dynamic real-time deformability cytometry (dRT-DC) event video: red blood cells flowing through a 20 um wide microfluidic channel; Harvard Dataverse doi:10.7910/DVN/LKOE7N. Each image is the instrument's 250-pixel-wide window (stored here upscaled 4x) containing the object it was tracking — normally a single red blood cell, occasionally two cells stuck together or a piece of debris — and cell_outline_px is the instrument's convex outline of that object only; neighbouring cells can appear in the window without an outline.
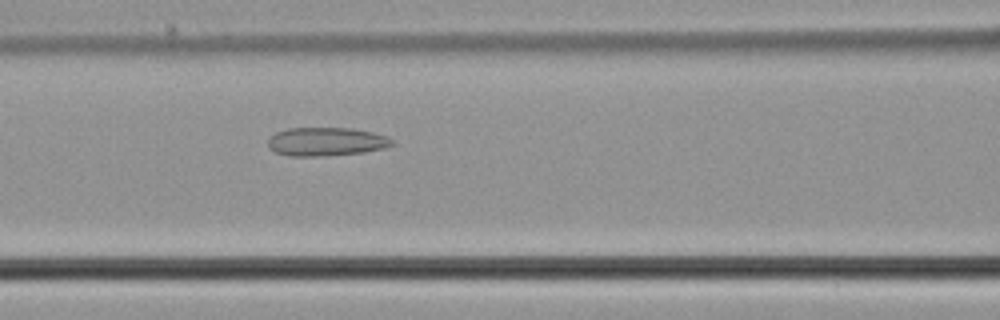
{"species": "common noctule bat (a hibernating species)", "species_latin": "Nyctalus noctula", "temperature_condition": "cold", "stored_images_in_passage": 48, "camera_frame_rate_fps": 3000, "um_per_image_px": 0.085, "animal": {"sex": "male", "body_mass_g": 21.5, "forearm_length_mm": 52.0}, "frame": {"image": 1, "passage_image": 17, "time_ms": 5.333, "image_size_px": [1000, 320], "cell_outline_px": [[396, 144], [384, 148], [364, 152], [320, 156], [288, 156], [276, 152], [268, 148], [268, 140], [276, 132], [288, 128], [352, 128], [372, 132], [384, 136], [392, 140]], "centroid_in_image_um": [27.71, 12.04], "position_along_channel_um": 138.9, "area_um2": 20.58}}
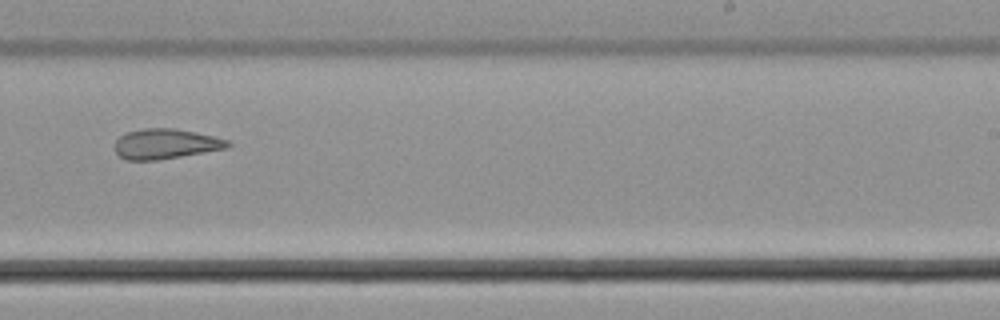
{"frame": {"image": 2, "passage_image": 28, "time_ms": 9.0, "image_size_px": [1000, 320], "cell_outline_px": [[232, 144], [228, 148], [156, 160], [128, 160], [120, 156], [116, 152], [116, 140], [120, 136], [128, 132], [140, 128], [176, 128], [216, 136], [228, 140]], "centroid_in_image_um": [14.11, 12.21], "position_along_channel_um": 274.9, "area_um2": 19.77}}
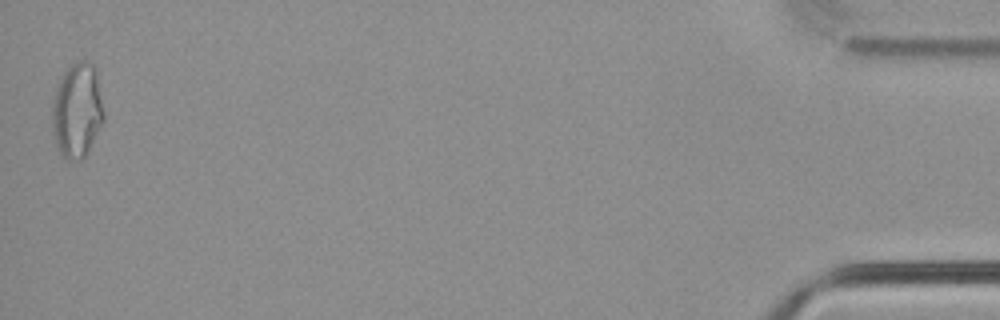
{"frame": {"image": 3, "passage_image": 48, "time_ms": 15.667, "image_size_px": [1000, 320], "cell_outline_px": [[104, 120], [88, 152], [80, 160], [68, 160], [60, 152], [56, 144], [52, 128], [52, 100], [56, 84], [64, 72], [72, 64], [80, 60], [88, 60], [96, 64], [104, 112]], "centroid_in_image_um": [6.57, 9.34], "position_along_channel_um": 428.6, "area_um2": 29.02}, "authors_computed_cell_mechanics": {"area_um2": 22.1952, "velocity_mm_per_s": 3.7251, "shape_relaxation_time_tau1_ms": null, "shape_relaxation_time_tau2_ms": 3.0865, "deformation_change_tau1": null, "deformation_change_tau2": 0.115}}